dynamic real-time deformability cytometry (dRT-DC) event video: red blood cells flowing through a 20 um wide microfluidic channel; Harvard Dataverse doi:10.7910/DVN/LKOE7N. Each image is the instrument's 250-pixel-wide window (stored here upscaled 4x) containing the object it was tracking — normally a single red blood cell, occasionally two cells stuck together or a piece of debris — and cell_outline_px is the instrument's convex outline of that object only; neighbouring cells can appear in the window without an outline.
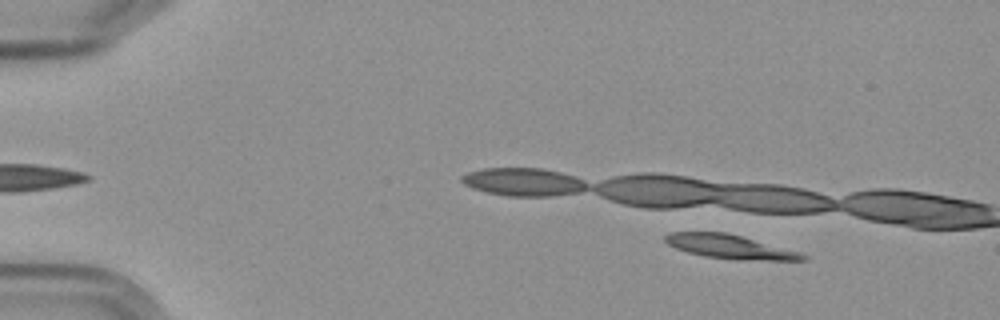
{"species": "Egyptian fruit bat (a non-hibernating species)", "species_latin": "Rousettus aegyptiacus", "temperature_condition": "cold", "stored_images_in_passage": 4, "camera_frame_rate_fps": 3000, "um_per_image_px": 0.085, "frame": {"image": 1, "passage_image": 2, "time_ms": 1.333, "image_size_px": [1000, 320], "cell_outline_px": [[808, 260], [736, 260], [704, 256], [688, 252], [676, 248], [668, 244], [664, 240], [664, 236], [672, 232], [724, 232], [740, 236], [800, 252], [808, 256]], "centroid_in_image_um": [62.04, 20.98], "position_along_channel_um": 23.0, "area_um2": 18.96}}